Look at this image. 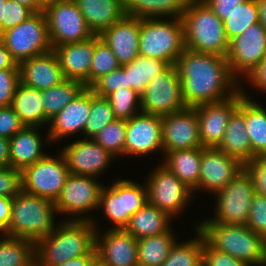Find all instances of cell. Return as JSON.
<instances>
[{"instance_id": "1", "label": "cell", "mask_w": 266, "mask_h": 266, "mask_svg": "<svg viewBox=\"0 0 266 266\" xmlns=\"http://www.w3.org/2000/svg\"><path fill=\"white\" fill-rule=\"evenodd\" d=\"M175 65L187 107L223 101L241 90L226 57L185 49Z\"/></svg>"}, {"instance_id": "2", "label": "cell", "mask_w": 266, "mask_h": 266, "mask_svg": "<svg viewBox=\"0 0 266 266\" xmlns=\"http://www.w3.org/2000/svg\"><path fill=\"white\" fill-rule=\"evenodd\" d=\"M96 222L68 221L56 225L36 243V266H57L88 255L95 248Z\"/></svg>"}, {"instance_id": "3", "label": "cell", "mask_w": 266, "mask_h": 266, "mask_svg": "<svg viewBox=\"0 0 266 266\" xmlns=\"http://www.w3.org/2000/svg\"><path fill=\"white\" fill-rule=\"evenodd\" d=\"M185 48L205 54L226 57L229 50L223 21L203 0H189L181 18Z\"/></svg>"}, {"instance_id": "4", "label": "cell", "mask_w": 266, "mask_h": 266, "mask_svg": "<svg viewBox=\"0 0 266 266\" xmlns=\"http://www.w3.org/2000/svg\"><path fill=\"white\" fill-rule=\"evenodd\" d=\"M196 228L215 249L250 266H266V240L248 226L199 223Z\"/></svg>"}, {"instance_id": "5", "label": "cell", "mask_w": 266, "mask_h": 266, "mask_svg": "<svg viewBox=\"0 0 266 266\" xmlns=\"http://www.w3.org/2000/svg\"><path fill=\"white\" fill-rule=\"evenodd\" d=\"M55 203L21 191L13 198L11 218L5 235L37 243L55 228Z\"/></svg>"}, {"instance_id": "6", "label": "cell", "mask_w": 266, "mask_h": 266, "mask_svg": "<svg viewBox=\"0 0 266 266\" xmlns=\"http://www.w3.org/2000/svg\"><path fill=\"white\" fill-rule=\"evenodd\" d=\"M169 20L140 18L139 55L176 64L186 49L184 27L181 19Z\"/></svg>"}, {"instance_id": "7", "label": "cell", "mask_w": 266, "mask_h": 266, "mask_svg": "<svg viewBox=\"0 0 266 266\" xmlns=\"http://www.w3.org/2000/svg\"><path fill=\"white\" fill-rule=\"evenodd\" d=\"M0 39L18 65L53 50L44 11L36 12L14 28L4 31Z\"/></svg>"}, {"instance_id": "8", "label": "cell", "mask_w": 266, "mask_h": 266, "mask_svg": "<svg viewBox=\"0 0 266 266\" xmlns=\"http://www.w3.org/2000/svg\"><path fill=\"white\" fill-rule=\"evenodd\" d=\"M43 11L53 49L94 36L74 0H45Z\"/></svg>"}, {"instance_id": "9", "label": "cell", "mask_w": 266, "mask_h": 266, "mask_svg": "<svg viewBox=\"0 0 266 266\" xmlns=\"http://www.w3.org/2000/svg\"><path fill=\"white\" fill-rule=\"evenodd\" d=\"M148 202L146 185L132 180H117L109 188L102 187L100 205L103 214L113 223L111 229H124L131 216Z\"/></svg>"}, {"instance_id": "10", "label": "cell", "mask_w": 266, "mask_h": 266, "mask_svg": "<svg viewBox=\"0 0 266 266\" xmlns=\"http://www.w3.org/2000/svg\"><path fill=\"white\" fill-rule=\"evenodd\" d=\"M256 192L252 179L241 170L223 189L215 193V217L199 223H222L229 225H246L251 202Z\"/></svg>"}, {"instance_id": "11", "label": "cell", "mask_w": 266, "mask_h": 266, "mask_svg": "<svg viewBox=\"0 0 266 266\" xmlns=\"http://www.w3.org/2000/svg\"><path fill=\"white\" fill-rule=\"evenodd\" d=\"M69 175L62 153L56 158L46 154L22 171V190L55 203Z\"/></svg>"}, {"instance_id": "12", "label": "cell", "mask_w": 266, "mask_h": 266, "mask_svg": "<svg viewBox=\"0 0 266 266\" xmlns=\"http://www.w3.org/2000/svg\"><path fill=\"white\" fill-rule=\"evenodd\" d=\"M148 203L176 217L189 204L193 196L192 190L161 163L145 182Z\"/></svg>"}, {"instance_id": "13", "label": "cell", "mask_w": 266, "mask_h": 266, "mask_svg": "<svg viewBox=\"0 0 266 266\" xmlns=\"http://www.w3.org/2000/svg\"><path fill=\"white\" fill-rule=\"evenodd\" d=\"M181 80L175 64L169 65L141 94V111L164 116L185 109Z\"/></svg>"}, {"instance_id": "14", "label": "cell", "mask_w": 266, "mask_h": 266, "mask_svg": "<svg viewBox=\"0 0 266 266\" xmlns=\"http://www.w3.org/2000/svg\"><path fill=\"white\" fill-rule=\"evenodd\" d=\"M103 186V184L95 181L93 177L70 173L60 196L55 202L57 213H66V215L75 217L73 219L68 218V221L93 222L92 218L89 216L86 218V215L84 216L83 214L99 209L100 194Z\"/></svg>"}, {"instance_id": "15", "label": "cell", "mask_w": 266, "mask_h": 266, "mask_svg": "<svg viewBox=\"0 0 266 266\" xmlns=\"http://www.w3.org/2000/svg\"><path fill=\"white\" fill-rule=\"evenodd\" d=\"M266 56V29L261 23L249 26L229 43L226 56L232 74L247 77Z\"/></svg>"}, {"instance_id": "16", "label": "cell", "mask_w": 266, "mask_h": 266, "mask_svg": "<svg viewBox=\"0 0 266 266\" xmlns=\"http://www.w3.org/2000/svg\"><path fill=\"white\" fill-rule=\"evenodd\" d=\"M164 154L174 150L202 148L196 109H185L161 116Z\"/></svg>"}, {"instance_id": "17", "label": "cell", "mask_w": 266, "mask_h": 266, "mask_svg": "<svg viewBox=\"0 0 266 266\" xmlns=\"http://www.w3.org/2000/svg\"><path fill=\"white\" fill-rule=\"evenodd\" d=\"M162 150L161 116L145 112L126 120L124 155L143 156Z\"/></svg>"}, {"instance_id": "18", "label": "cell", "mask_w": 266, "mask_h": 266, "mask_svg": "<svg viewBox=\"0 0 266 266\" xmlns=\"http://www.w3.org/2000/svg\"><path fill=\"white\" fill-rule=\"evenodd\" d=\"M244 97L242 90L229 99L194 107L198 116L199 135L203 147H218L222 142L227 123Z\"/></svg>"}, {"instance_id": "19", "label": "cell", "mask_w": 266, "mask_h": 266, "mask_svg": "<svg viewBox=\"0 0 266 266\" xmlns=\"http://www.w3.org/2000/svg\"><path fill=\"white\" fill-rule=\"evenodd\" d=\"M243 170V164L217 147H202L200 179L195 190L217 193Z\"/></svg>"}, {"instance_id": "20", "label": "cell", "mask_w": 266, "mask_h": 266, "mask_svg": "<svg viewBox=\"0 0 266 266\" xmlns=\"http://www.w3.org/2000/svg\"><path fill=\"white\" fill-rule=\"evenodd\" d=\"M71 174L96 178L114 157L93 139L74 141L60 151Z\"/></svg>"}, {"instance_id": "21", "label": "cell", "mask_w": 266, "mask_h": 266, "mask_svg": "<svg viewBox=\"0 0 266 266\" xmlns=\"http://www.w3.org/2000/svg\"><path fill=\"white\" fill-rule=\"evenodd\" d=\"M95 249L97 257L108 266L139 265L137 240L125 229H109L104 234L96 230Z\"/></svg>"}, {"instance_id": "22", "label": "cell", "mask_w": 266, "mask_h": 266, "mask_svg": "<svg viewBox=\"0 0 266 266\" xmlns=\"http://www.w3.org/2000/svg\"><path fill=\"white\" fill-rule=\"evenodd\" d=\"M91 89L84 88L61 112L49 122L46 140L56 142L62 138L83 132L90 115Z\"/></svg>"}, {"instance_id": "23", "label": "cell", "mask_w": 266, "mask_h": 266, "mask_svg": "<svg viewBox=\"0 0 266 266\" xmlns=\"http://www.w3.org/2000/svg\"><path fill=\"white\" fill-rule=\"evenodd\" d=\"M99 37L110 47L120 66L130 64L139 55L140 18L125 15Z\"/></svg>"}, {"instance_id": "24", "label": "cell", "mask_w": 266, "mask_h": 266, "mask_svg": "<svg viewBox=\"0 0 266 266\" xmlns=\"http://www.w3.org/2000/svg\"><path fill=\"white\" fill-rule=\"evenodd\" d=\"M95 50V35L88 40L60 45L53 49L65 79L90 88V68Z\"/></svg>"}, {"instance_id": "25", "label": "cell", "mask_w": 266, "mask_h": 266, "mask_svg": "<svg viewBox=\"0 0 266 266\" xmlns=\"http://www.w3.org/2000/svg\"><path fill=\"white\" fill-rule=\"evenodd\" d=\"M20 83L25 86L47 90L65 80L56 53L31 57L19 64Z\"/></svg>"}, {"instance_id": "26", "label": "cell", "mask_w": 266, "mask_h": 266, "mask_svg": "<svg viewBox=\"0 0 266 266\" xmlns=\"http://www.w3.org/2000/svg\"><path fill=\"white\" fill-rule=\"evenodd\" d=\"M217 148L226 155L238 159L242 164L252 160V147L246 131L245 96L240 100L238 109L230 117L224 138Z\"/></svg>"}, {"instance_id": "27", "label": "cell", "mask_w": 266, "mask_h": 266, "mask_svg": "<svg viewBox=\"0 0 266 266\" xmlns=\"http://www.w3.org/2000/svg\"><path fill=\"white\" fill-rule=\"evenodd\" d=\"M74 1L94 35H100L104 30L111 27L126 15L124 0Z\"/></svg>"}, {"instance_id": "28", "label": "cell", "mask_w": 266, "mask_h": 266, "mask_svg": "<svg viewBox=\"0 0 266 266\" xmlns=\"http://www.w3.org/2000/svg\"><path fill=\"white\" fill-rule=\"evenodd\" d=\"M38 129L25 126L9 140L11 167L23 171L46 155Z\"/></svg>"}, {"instance_id": "29", "label": "cell", "mask_w": 266, "mask_h": 266, "mask_svg": "<svg viewBox=\"0 0 266 266\" xmlns=\"http://www.w3.org/2000/svg\"><path fill=\"white\" fill-rule=\"evenodd\" d=\"M164 156L162 164L193 191L200 179L202 148L174 150Z\"/></svg>"}, {"instance_id": "30", "label": "cell", "mask_w": 266, "mask_h": 266, "mask_svg": "<svg viewBox=\"0 0 266 266\" xmlns=\"http://www.w3.org/2000/svg\"><path fill=\"white\" fill-rule=\"evenodd\" d=\"M172 217L148 202L131 216L124 228L136 240L152 235L168 232Z\"/></svg>"}, {"instance_id": "31", "label": "cell", "mask_w": 266, "mask_h": 266, "mask_svg": "<svg viewBox=\"0 0 266 266\" xmlns=\"http://www.w3.org/2000/svg\"><path fill=\"white\" fill-rule=\"evenodd\" d=\"M11 106L25 126L40 127L46 124L42 92L19 83Z\"/></svg>"}, {"instance_id": "32", "label": "cell", "mask_w": 266, "mask_h": 266, "mask_svg": "<svg viewBox=\"0 0 266 266\" xmlns=\"http://www.w3.org/2000/svg\"><path fill=\"white\" fill-rule=\"evenodd\" d=\"M189 0H124L127 16L146 18L181 19Z\"/></svg>"}, {"instance_id": "33", "label": "cell", "mask_w": 266, "mask_h": 266, "mask_svg": "<svg viewBox=\"0 0 266 266\" xmlns=\"http://www.w3.org/2000/svg\"><path fill=\"white\" fill-rule=\"evenodd\" d=\"M245 96L246 131L252 147V159L266 156V109L242 89Z\"/></svg>"}, {"instance_id": "34", "label": "cell", "mask_w": 266, "mask_h": 266, "mask_svg": "<svg viewBox=\"0 0 266 266\" xmlns=\"http://www.w3.org/2000/svg\"><path fill=\"white\" fill-rule=\"evenodd\" d=\"M176 242L172 229L163 234L138 239V264L140 266H161Z\"/></svg>"}, {"instance_id": "35", "label": "cell", "mask_w": 266, "mask_h": 266, "mask_svg": "<svg viewBox=\"0 0 266 266\" xmlns=\"http://www.w3.org/2000/svg\"><path fill=\"white\" fill-rule=\"evenodd\" d=\"M168 66L169 64L164 60L138 55L130 64L124 65V71L127 73V88L141 95L148 83Z\"/></svg>"}, {"instance_id": "36", "label": "cell", "mask_w": 266, "mask_h": 266, "mask_svg": "<svg viewBox=\"0 0 266 266\" xmlns=\"http://www.w3.org/2000/svg\"><path fill=\"white\" fill-rule=\"evenodd\" d=\"M0 266H36V243L3 235L0 239Z\"/></svg>"}, {"instance_id": "37", "label": "cell", "mask_w": 266, "mask_h": 266, "mask_svg": "<svg viewBox=\"0 0 266 266\" xmlns=\"http://www.w3.org/2000/svg\"><path fill=\"white\" fill-rule=\"evenodd\" d=\"M84 88L85 86L78 81L65 79L60 84L41 91L46 125H49L50 120L61 112Z\"/></svg>"}, {"instance_id": "38", "label": "cell", "mask_w": 266, "mask_h": 266, "mask_svg": "<svg viewBox=\"0 0 266 266\" xmlns=\"http://www.w3.org/2000/svg\"><path fill=\"white\" fill-rule=\"evenodd\" d=\"M197 238L176 242L161 266H203L204 235L195 228Z\"/></svg>"}, {"instance_id": "39", "label": "cell", "mask_w": 266, "mask_h": 266, "mask_svg": "<svg viewBox=\"0 0 266 266\" xmlns=\"http://www.w3.org/2000/svg\"><path fill=\"white\" fill-rule=\"evenodd\" d=\"M259 23L257 0H246L223 21L229 42L244 33L249 26Z\"/></svg>"}, {"instance_id": "40", "label": "cell", "mask_w": 266, "mask_h": 266, "mask_svg": "<svg viewBox=\"0 0 266 266\" xmlns=\"http://www.w3.org/2000/svg\"><path fill=\"white\" fill-rule=\"evenodd\" d=\"M115 120L116 117L108 99L95 95L91 90L90 115L83 134L85 135V139H92L107 124Z\"/></svg>"}, {"instance_id": "41", "label": "cell", "mask_w": 266, "mask_h": 266, "mask_svg": "<svg viewBox=\"0 0 266 266\" xmlns=\"http://www.w3.org/2000/svg\"><path fill=\"white\" fill-rule=\"evenodd\" d=\"M106 98L112 106L116 119L129 120L141 112V95L131 88L118 89Z\"/></svg>"}, {"instance_id": "42", "label": "cell", "mask_w": 266, "mask_h": 266, "mask_svg": "<svg viewBox=\"0 0 266 266\" xmlns=\"http://www.w3.org/2000/svg\"><path fill=\"white\" fill-rule=\"evenodd\" d=\"M126 134V120L116 119L107 124L98 134L92 139L101 145L111 155L122 157L124 156Z\"/></svg>"}, {"instance_id": "43", "label": "cell", "mask_w": 266, "mask_h": 266, "mask_svg": "<svg viewBox=\"0 0 266 266\" xmlns=\"http://www.w3.org/2000/svg\"><path fill=\"white\" fill-rule=\"evenodd\" d=\"M120 65L110 47L95 35V50L90 68V87L101 77L117 69Z\"/></svg>"}, {"instance_id": "44", "label": "cell", "mask_w": 266, "mask_h": 266, "mask_svg": "<svg viewBox=\"0 0 266 266\" xmlns=\"http://www.w3.org/2000/svg\"><path fill=\"white\" fill-rule=\"evenodd\" d=\"M121 88H127V73L124 71V65L101 77L90 87L95 95L101 97H107Z\"/></svg>"}, {"instance_id": "45", "label": "cell", "mask_w": 266, "mask_h": 266, "mask_svg": "<svg viewBox=\"0 0 266 266\" xmlns=\"http://www.w3.org/2000/svg\"><path fill=\"white\" fill-rule=\"evenodd\" d=\"M246 226L266 240V196L254 195Z\"/></svg>"}, {"instance_id": "46", "label": "cell", "mask_w": 266, "mask_h": 266, "mask_svg": "<svg viewBox=\"0 0 266 266\" xmlns=\"http://www.w3.org/2000/svg\"><path fill=\"white\" fill-rule=\"evenodd\" d=\"M34 12L14 0H7L3 7L2 33L27 20Z\"/></svg>"}, {"instance_id": "47", "label": "cell", "mask_w": 266, "mask_h": 266, "mask_svg": "<svg viewBox=\"0 0 266 266\" xmlns=\"http://www.w3.org/2000/svg\"><path fill=\"white\" fill-rule=\"evenodd\" d=\"M22 191V171L8 167H0V196L14 198Z\"/></svg>"}, {"instance_id": "48", "label": "cell", "mask_w": 266, "mask_h": 266, "mask_svg": "<svg viewBox=\"0 0 266 266\" xmlns=\"http://www.w3.org/2000/svg\"><path fill=\"white\" fill-rule=\"evenodd\" d=\"M243 169L252 179L254 191L266 196V156L255 157L243 164Z\"/></svg>"}, {"instance_id": "49", "label": "cell", "mask_w": 266, "mask_h": 266, "mask_svg": "<svg viewBox=\"0 0 266 266\" xmlns=\"http://www.w3.org/2000/svg\"><path fill=\"white\" fill-rule=\"evenodd\" d=\"M20 83L19 69L0 70V107L10 106Z\"/></svg>"}, {"instance_id": "50", "label": "cell", "mask_w": 266, "mask_h": 266, "mask_svg": "<svg viewBox=\"0 0 266 266\" xmlns=\"http://www.w3.org/2000/svg\"><path fill=\"white\" fill-rule=\"evenodd\" d=\"M203 266H250L230 254L215 249L206 239L203 246Z\"/></svg>"}, {"instance_id": "51", "label": "cell", "mask_w": 266, "mask_h": 266, "mask_svg": "<svg viewBox=\"0 0 266 266\" xmlns=\"http://www.w3.org/2000/svg\"><path fill=\"white\" fill-rule=\"evenodd\" d=\"M24 127L25 125L11 105L0 107V137L10 140Z\"/></svg>"}, {"instance_id": "52", "label": "cell", "mask_w": 266, "mask_h": 266, "mask_svg": "<svg viewBox=\"0 0 266 266\" xmlns=\"http://www.w3.org/2000/svg\"><path fill=\"white\" fill-rule=\"evenodd\" d=\"M222 20H226L246 0H203Z\"/></svg>"}, {"instance_id": "53", "label": "cell", "mask_w": 266, "mask_h": 266, "mask_svg": "<svg viewBox=\"0 0 266 266\" xmlns=\"http://www.w3.org/2000/svg\"><path fill=\"white\" fill-rule=\"evenodd\" d=\"M250 85L266 92V56L259 65L246 77Z\"/></svg>"}, {"instance_id": "54", "label": "cell", "mask_w": 266, "mask_h": 266, "mask_svg": "<svg viewBox=\"0 0 266 266\" xmlns=\"http://www.w3.org/2000/svg\"><path fill=\"white\" fill-rule=\"evenodd\" d=\"M13 198L0 196V229L6 231L11 218Z\"/></svg>"}, {"instance_id": "55", "label": "cell", "mask_w": 266, "mask_h": 266, "mask_svg": "<svg viewBox=\"0 0 266 266\" xmlns=\"http://www.w3.org/2000/svg\"><path fill=\"white\" fill-rule=\"evenodd\" d=\"M3 69H19V65L13 59L5 44L0 39V70Z\"/></svg>"}, {"instance_id": "56", "label": "cell", "mask_w": 266, "mask_h": 266, "mask_svg": "<svg viewBox=\"0 0 266 266\" xmlns=\"http://www.w3.org/2000/svg\"><path fill=\"white\" fill-rule=\"evenodd\" d=\"M97 257L96 249L94 248L88 255H83L77 258L68 260L57 266H90L92 261Z\"/></svg>"}, {"instance_id": "57", "label": "cell", "mask_w": 266, "mask_h": 266, "mask_svg": "<svg viewBox=\"0 0 266 266\" xmlns=\"http://www.w3.org/2000/svg\"><path fill=\"white\" fill-rule=\"evenodd\" d=\"M10 166L9 139L0 137V167Z\"/></svg>"}, {"instance_id": "58", "label": "cell", "mask_w": 266, "mask_h": 266, "mask_svg": "<svg viewBox=\"0 0 266 266\" xmlns=\"http://www.w3.org/2000/svg\"><path fill=\"white\" fill-rule=\"evenodd\" d=\"M23 6L30 8L34 13L44 10L45 0H14Z\"/></svg>"}, {"instance_id": "59", "label": "cell", "mask_w": 266, "mask_h": 266, "mask_svg": "<svg viewBox=\"0 0 266 266\" xmlns=\"http://www.w3.org/2000/svg\"><path fill=\"white\" fill-rule=\"evenodd\" d=\"M259 22L266 29V0H257Z\"/></svg>"}, {"instance_id": "60", "label": "cell", "mask_w": 266, "mask_h": 266, "mask_svg": "<svg viewBox=\"0 0 266 266\" xmlns=\"http://www.w3.org/2000/svg\"><path fill=\"white\" fill-rule=\"evenodd\" d=\"M7 0H0V35L2 34V15H3V7Z\"/></svg>"}, {"instance_id": "61", "label": "cell", "mask_w": 266, "mask_h": 266, "mask_svg": "<svg viewBox=\"0 0 266 266\" xmlns=\"http://www.w3.org/2000/svg\"><path fill=\"white\" fill-rule=\"evenodd\" d=\"M90 266H108L107 264H105L103 261H101L98 257H96Z\"/></svg>"}, {"instance_id": "62", "label": "cell", "mask_w": 266, "mask_h": 266, "mask_svg": "<svg viewBox=\"0 0 266 266\" xmlns=\"http://www.w3.org/2000/svg\"><path fill=\"white\" fill-rule=\"evenodd\" d=\"M0 233L3 235H5V231H3L2 229H0Z\"/></svg>"}]
</instances>
